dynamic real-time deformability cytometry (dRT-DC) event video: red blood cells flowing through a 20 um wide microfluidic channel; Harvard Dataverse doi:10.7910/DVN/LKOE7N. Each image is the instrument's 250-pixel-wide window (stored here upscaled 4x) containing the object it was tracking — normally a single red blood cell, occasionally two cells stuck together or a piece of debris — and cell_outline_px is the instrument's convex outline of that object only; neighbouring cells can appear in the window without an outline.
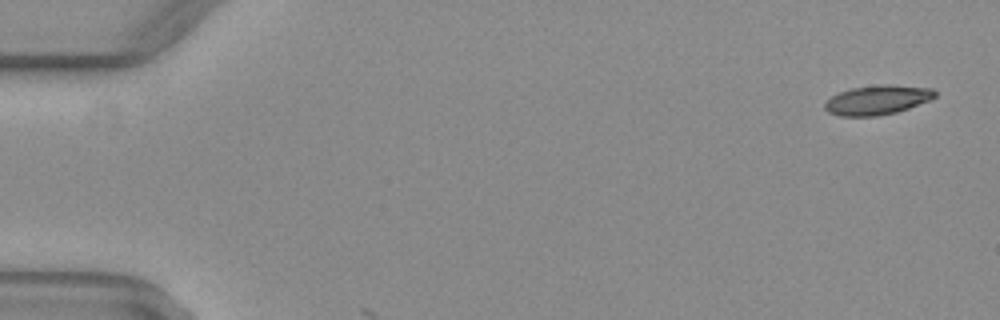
{"species": "common noctule bat (a hibernating species)", "species_latin": "Nyctalus noctula", "temperature_condition": "warm", "stored_images_in_passage": 3, "camera_frame_rate_fps": 3000, "um_per_image_px": 0.085, "animal": {"sex": "female", "body_mass_g": 29.2, "forearm_length_mm": 56.3}, "frame": {"image": 1, "passage_image": 1, "time_ms": 0.0, "image_size_px": [1000, 320], "cell_outline_px": [[936, 96], [928, 100], [908, 108], [896, 112], [876, 116], [840, 116], [828, 112], [824, 108], [824, 104], [832, 96], [840, 92], [852, 88], [880, 84], [888, 84], [932, 88], [936, 92]], "centroid_in_image_um": [74.56, 8.49], "position_along_channel_um": 10.4, "area_um2": 18.73}}